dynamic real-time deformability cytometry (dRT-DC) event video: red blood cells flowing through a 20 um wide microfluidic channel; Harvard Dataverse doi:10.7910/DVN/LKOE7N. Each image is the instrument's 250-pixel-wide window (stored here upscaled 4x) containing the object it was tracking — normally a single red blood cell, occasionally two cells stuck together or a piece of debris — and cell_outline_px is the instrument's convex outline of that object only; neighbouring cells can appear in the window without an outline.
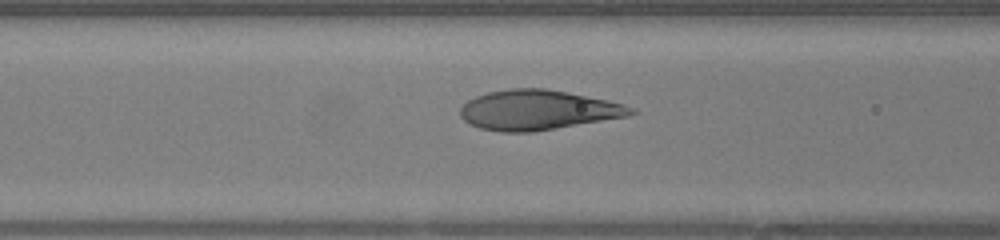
{"species": "human", "species_latin": "Homo sapiens", "temperature_condition": "warm", "stored_images_in_passage": 8, "camera_frame_rate_fps": 3000, "um_per_image_px": 0.085, "donor": {"sex": "female"}, "frame": {"image": 1, "passage_image": 6, "time_ms": 1.667, "image_size_px": [1000, 240], "cell_outline_px": [[636, 112], [628, 116], [532, 132], [500, 132], [480, 128], [464, 120], [460, 116], [460, 108], [468, 100], [476, 96], [488, 92], [508, 88], [544, 88], [604, 100], [636, 108]], "centroid_in_image_um": [45.66, 9.35], "position_along_channel_um": 120.9, "area_um2": 39.13}}